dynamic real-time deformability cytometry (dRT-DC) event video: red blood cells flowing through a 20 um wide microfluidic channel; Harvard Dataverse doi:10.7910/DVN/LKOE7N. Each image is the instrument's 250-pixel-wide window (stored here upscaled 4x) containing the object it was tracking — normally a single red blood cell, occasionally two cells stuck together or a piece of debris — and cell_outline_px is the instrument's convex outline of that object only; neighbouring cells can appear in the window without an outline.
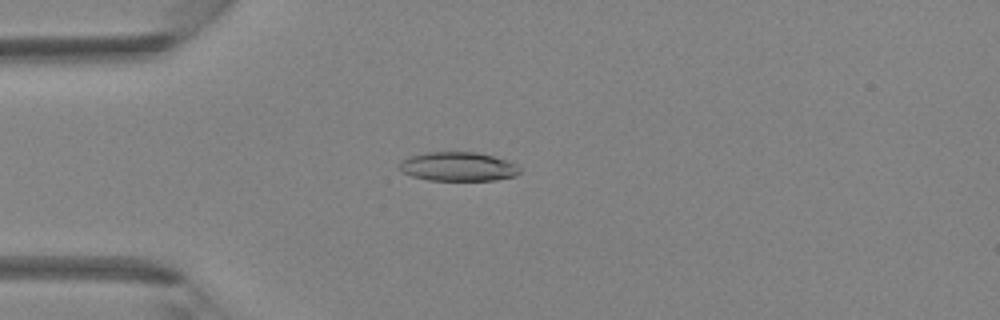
{"species": "Egyptian fruit bat (a non-hibernating species)", "species_latin": "Rousettus aegyptiacus", "temperature_condition": "room temperature", "stored_images_in_passage": 28, "camera_frame_rate_fps": 3000, "um_per_image_px": 0.085, "animal": {"sex": "female"}, "frame": {"image": 1, "passage_image": 12, "time_ms": 3.667, "image_size_px": [1000, 320], "cell_outline_px": [[520, 172], [516, 176], [496, 180], [428, 180], [412, 176], [404, 172], [400, 168], [400, 160], [408, 156], [424, 152], [476, 152], [508, 160], [516, 164], [520, 168]], "centroid_in_image_um": [38.94, 14.15], "position_along_channel_um": 46.1, "area_um2": 20.46}}
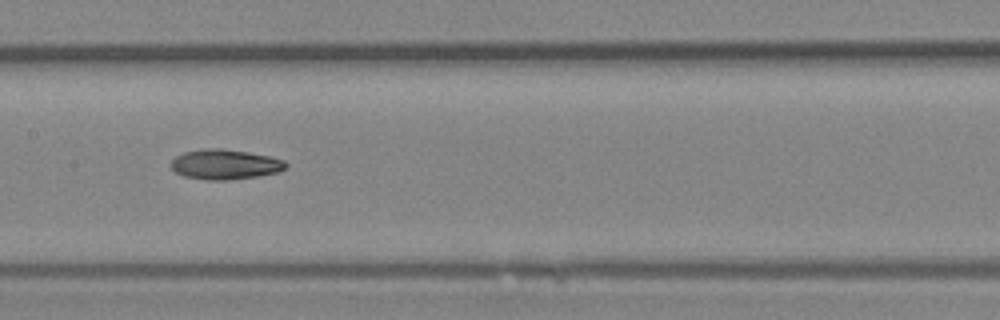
{"frame": {"image": 2, "passage_image": 22, "time_ms": 7.0, "image_size_px": [1000, 320], "cell_outline_px": [[288, 164], [280, 172], [256, 176], [228, 180], [204, 180], [184, 176], [176, 172], [168, 164], [176, 156], [184, 152], [204, 148], [220, 148], [248, 152], [272, 156], [284, 160]], "centroid_in_image_um": [19.12, 13.97], "position_along_channel_um": 188.3, "area_um2": 20.23}}
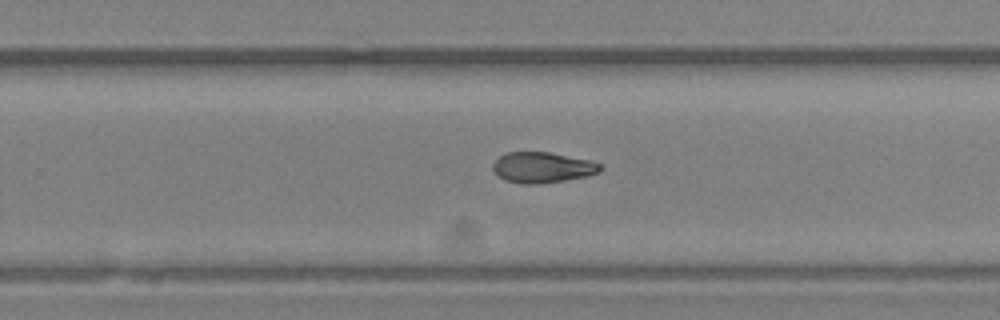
{"frame": {"image": 3, "passage_image": 28, "time_ms": 1675.667, "image_size_px": [1000, 320], "cell_outline_px": [[604, 168], [600, 172], [588, 176], [540, 184], [524, 184], [504, 180], [496, 176], [492, 168], [492, 164], [500, 156], [508, 152], [548, 152], [588, 160], [600, 164]], "centroid_in_image_um": [46.08, 14.24], "position_along_channel_um": 283.7, "area_um2": 19.25}}